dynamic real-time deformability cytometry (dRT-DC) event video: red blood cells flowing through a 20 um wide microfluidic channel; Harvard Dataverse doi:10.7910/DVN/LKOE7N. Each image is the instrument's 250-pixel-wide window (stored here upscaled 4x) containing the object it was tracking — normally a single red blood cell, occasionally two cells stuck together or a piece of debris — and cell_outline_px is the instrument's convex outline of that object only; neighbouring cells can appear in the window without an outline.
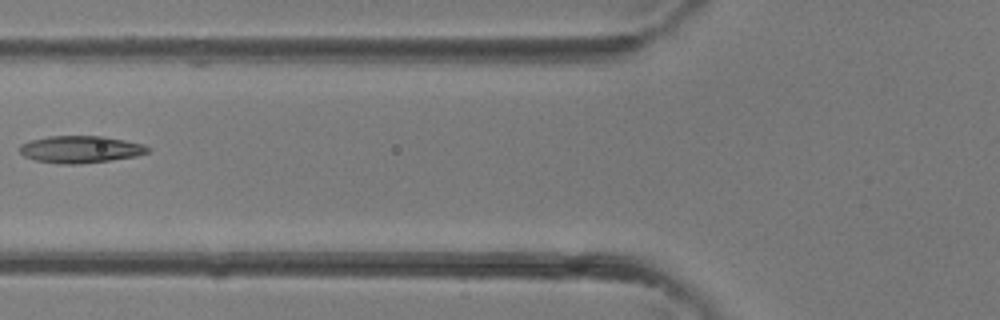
{"species": "common noctule bat (a hibernating species)", "species_latin": "Nyctalus noctula", "temperature_condition": "room temperature", "stored_images_in_passage": 5, "camera_frame_rate_fps": 3000, "um_per_image_px": 0.085, "animal": {"sex": "female"}, "frame": {"image": 1, "passage_image": 5, "time_ms": 1.333, "image_size_px": [1000, 320], "cell_outline_px": [[152, 148], [148, 152], [136, 156], [80, 164], [56, 164], [36, 160], [24, 156], [20, 152], [20, 144], [32, 140], [48, 136], [104, 136], [144, 144]], "centroid_in_image_um": [6.85, 12.69], "position_along_channel_um": 119.0, "area_um2": 20.23}}